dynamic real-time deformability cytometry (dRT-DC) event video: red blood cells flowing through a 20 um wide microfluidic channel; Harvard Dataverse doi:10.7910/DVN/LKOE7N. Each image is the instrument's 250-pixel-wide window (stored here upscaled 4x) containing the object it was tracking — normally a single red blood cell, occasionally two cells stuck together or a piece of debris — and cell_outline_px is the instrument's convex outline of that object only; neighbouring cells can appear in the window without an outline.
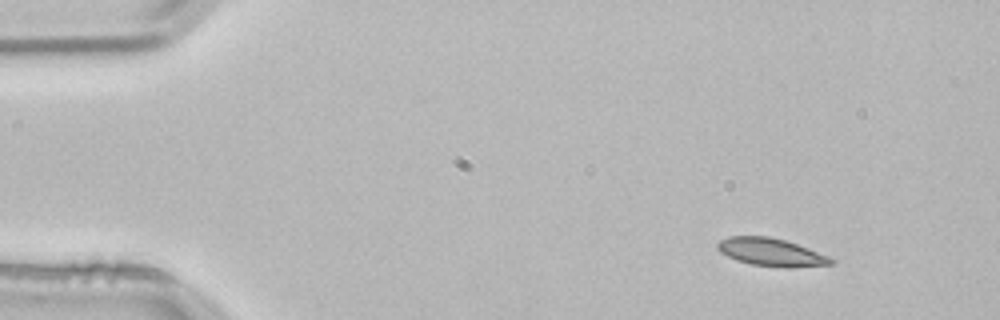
{"species": "common noctule bat (a hibernating species)", "species_latin": "Nyctalus noctula", "temperature_condition": "room temperature", "stored_images_in_passage": 2, "camera_frame_rate_fps": 3000, "um_per_image_px": 0.085, "animal": {"sex": "male", "body_mass_g": 21.5, "forearm_length_mm": 52.0}, "frame": {"image": 1, "passage_image": 1, "time_ms": 0.0, "image_size_px": [1000, 320], "cell_outline_px": [[836, 260], [832, 264], [788, 268], [752, 264], [736, 260], [720, 252], [716, 248], [716, 244], [720, 240], [728, 236], [768, 236], [784, 240], [796, 244], [828, 256]], "centroid_in_image_um": [65.51, 21.43], "position_along_channel_um": 19.5, "area_um2": 18.26}}